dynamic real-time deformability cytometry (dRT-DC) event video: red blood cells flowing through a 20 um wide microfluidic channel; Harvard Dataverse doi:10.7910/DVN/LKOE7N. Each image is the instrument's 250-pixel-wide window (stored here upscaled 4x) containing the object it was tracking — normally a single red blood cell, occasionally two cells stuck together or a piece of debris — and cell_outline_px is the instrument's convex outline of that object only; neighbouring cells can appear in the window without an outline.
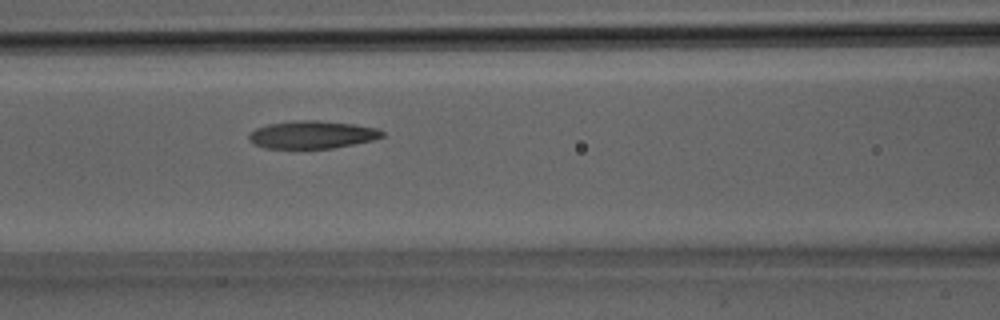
{"species": "Egyptian fruit bat (a non-hibernating species)", "species_latin": "Rousettus aegyptiacus", "temperature_condition": "room temperature", "stored_images_in_passage": 13, "camera_frame_rate_fps": 3000, "um_per_image_px": 0.085, "animal": {"sex": "male"}, "frame": {"image": 1, "passage_image": 13, "time_ms": 4.0, "image_size_px": [1000, 320], "cell_outline_px": [[384, 136], [372, 140], [332, 148], [264, 148], [248, 140], [248, 136], [256, 128], [268, 124], [296, 120], [316, 120], [356, 124], [376, 128], [384, 132]], "centroid_in_image_um": [26.53, 11.44], "position_along_channel_um": 140.1, "area_um2": 21.39}}